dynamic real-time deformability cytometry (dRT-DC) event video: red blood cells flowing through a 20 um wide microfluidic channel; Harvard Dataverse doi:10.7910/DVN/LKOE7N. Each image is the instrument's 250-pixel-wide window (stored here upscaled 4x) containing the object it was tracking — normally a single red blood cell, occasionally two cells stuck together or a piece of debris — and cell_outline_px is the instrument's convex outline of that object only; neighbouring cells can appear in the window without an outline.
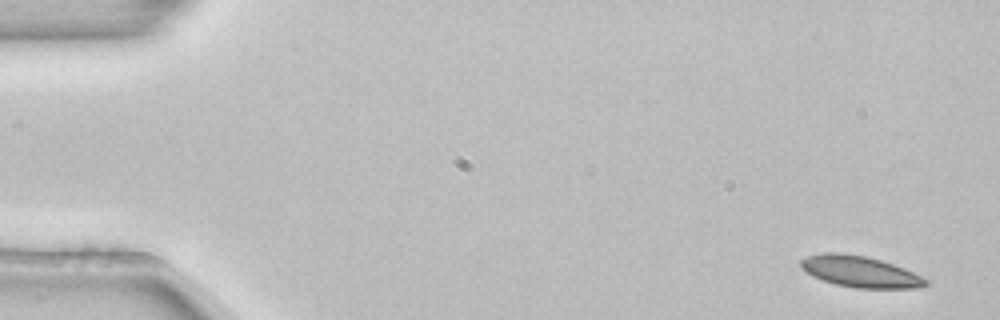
{"species": "common noctule bat (a hibernating species)", "species_latin": "Nyctalus noctula", "temperature_condition": "room temperature", "stored_images_in_passage": 4, "camera_frame_rate_fps": 3000, "um_per_image_px": 0.085, "animal": {"sex": "female", "body_mass_g": 22.7, "forearm_length_mm": 54.2}, "frame": {"image": 1, "passage_image": 1, "time_ms": 0.0, "image_size_px": [1000, 320], "cell_outline_px": [[928, 284], [924, 288], [856, 288], [836, 284], [812, 276], [800, 268], [800, 260], [804, 256], [820, 252], [840, 252], [868, 256], [904, 268], [928, 280]], "centroid_in_image_um": [73.06, 23.07], "position_along_channel_um": 11.9, "area_um2": 22.95}}
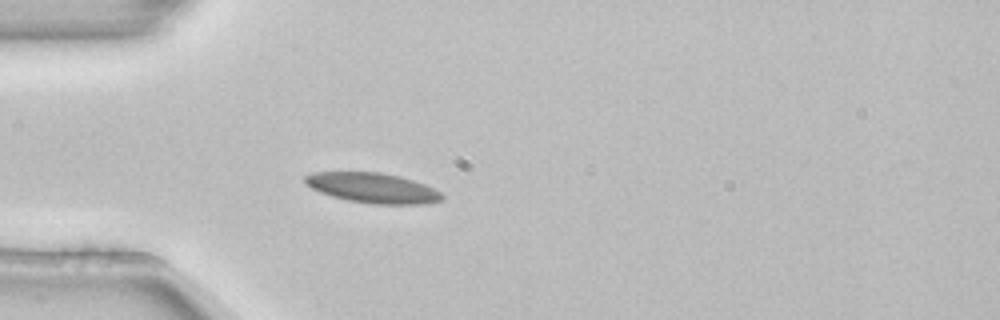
{"frame": {"image": 2, "passage_image": 4, "time_ms": 1.0, "image_size_px": [1000, 320], "cell_outline_px": [[444, 200], [424, 204], [372, 204], [348, 200], [332, 196], [320, 192], [312, 188], [304, 180], [304, 176], [312, 172], [380, 172], [400, 176], [424, 184], [440, 192], [444, 196]], "centroid_in_image_um": [31.69, 15.97], "position_along_channel_um": 53.3, "area_um2": 23.93}}